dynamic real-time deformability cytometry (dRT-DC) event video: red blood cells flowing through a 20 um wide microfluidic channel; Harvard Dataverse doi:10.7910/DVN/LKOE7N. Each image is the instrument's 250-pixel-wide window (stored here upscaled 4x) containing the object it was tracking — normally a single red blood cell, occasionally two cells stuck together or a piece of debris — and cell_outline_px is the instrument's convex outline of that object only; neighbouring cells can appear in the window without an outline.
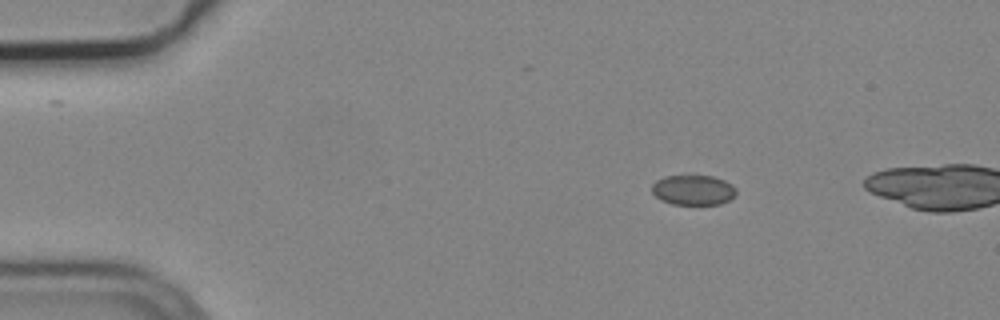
{"species": "common noctule bat (a hibernating species)", "species_latin": "Nyctalus noctula", "temperature_condition": "cold", "stored_images_in_passage": 3, "camera_frame_rate_fps": 3000, "um_per_image_px": 0.085, "animal": {"sex": "male", "body_mass_g": 19.2, "forearm_length_mm": 51.8}, "frame": {"image": 1, "passage_image": 1, "time_ms": 0.0, "image_size_px": [1000, 320], "cell_outline_px": [[736, 196], [720, 204], [672, 204], [656, 196], [652, 192], [652, 184], [656, 180], [664, 176], [712, 176], [724, 180], [732, 184], [736, 188]], "centroid_in_image_um": [58.95, 16.14], "position_along_channel_um": 26.1, "area_um2": 14.68}}